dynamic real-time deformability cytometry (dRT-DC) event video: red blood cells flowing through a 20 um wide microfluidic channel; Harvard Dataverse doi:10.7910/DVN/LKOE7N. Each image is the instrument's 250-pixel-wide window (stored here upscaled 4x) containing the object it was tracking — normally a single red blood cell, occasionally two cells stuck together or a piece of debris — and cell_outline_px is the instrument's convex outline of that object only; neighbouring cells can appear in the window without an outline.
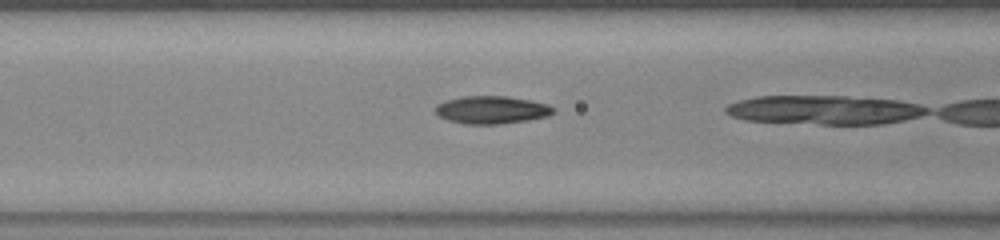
{"species": "common noctule bat (a hibernating species)", "species_latin": "Nyctalus noctula", "temperature_condition": "warm", "stored_images_in_passage": 9, "camera_frame_rate_fps": 3000, "um_per_image_px": 0.085, "animal": {"sex": "female", "body_mass_g": 23.0, "forearm_length_mm": 53.4}, "frame": {"image": 1, "passage_image": 8, "time_ms": 2.333, "image_size_px": [1000, 240], "cell_outline_px": [[556, 112], [548, 116], [528, 120], [500, 124], [468, 124], [448, 120], [440, 116], [436, 112], [436, 104], [444, 100], [460, 96], [508, 96], [548, 104], [556, 108]], "centroid_in_image_um": [41.81, 9.33], "position_along_channel_um": 124.8, "area_um2": 19.19}}